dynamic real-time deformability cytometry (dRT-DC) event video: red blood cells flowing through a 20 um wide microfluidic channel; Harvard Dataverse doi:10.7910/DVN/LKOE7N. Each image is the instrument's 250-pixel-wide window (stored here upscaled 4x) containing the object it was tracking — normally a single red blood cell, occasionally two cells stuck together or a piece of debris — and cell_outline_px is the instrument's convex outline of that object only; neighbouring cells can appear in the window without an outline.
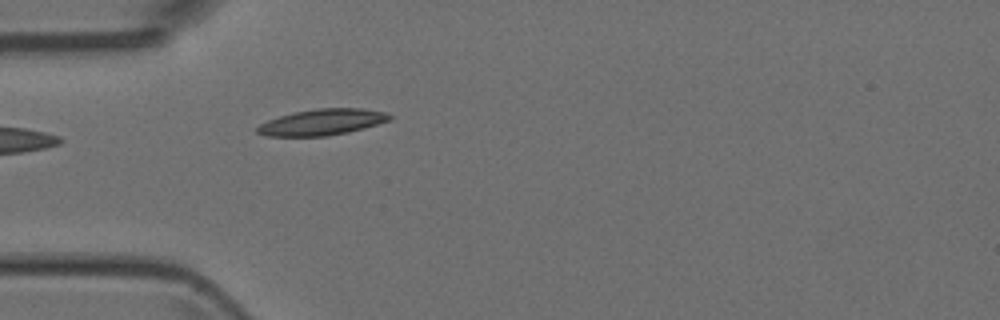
{"species": "Egyptian fruit bat (a non-hibernating species)", "species_latin": "Rousettus aegyptiacus", "temperature_condition": "room temperature", "stored_images_in_passage": 5, "camera_frame_rate_fps": 3000, "um_per_image_px": 0.085, "animal": {"sex": "female"}, "frame": {"image": 1, "passage_image": 5, "time_ms": 4.667, "image_size_px": [1000, 320], "cell_outline_px": [[392, 120], [364, 128], [348, 132], [328, 136], [268, 136], [256, 132], [256, 128], [260, 124], [268, 120], [292, 112], [316, 108], [364, 108], [384, 112], [392, 116]], "centroid_in_image_um": [27.4, 10.37], "position_along_channel_um": 57.6, "area_um2": 20.23}}